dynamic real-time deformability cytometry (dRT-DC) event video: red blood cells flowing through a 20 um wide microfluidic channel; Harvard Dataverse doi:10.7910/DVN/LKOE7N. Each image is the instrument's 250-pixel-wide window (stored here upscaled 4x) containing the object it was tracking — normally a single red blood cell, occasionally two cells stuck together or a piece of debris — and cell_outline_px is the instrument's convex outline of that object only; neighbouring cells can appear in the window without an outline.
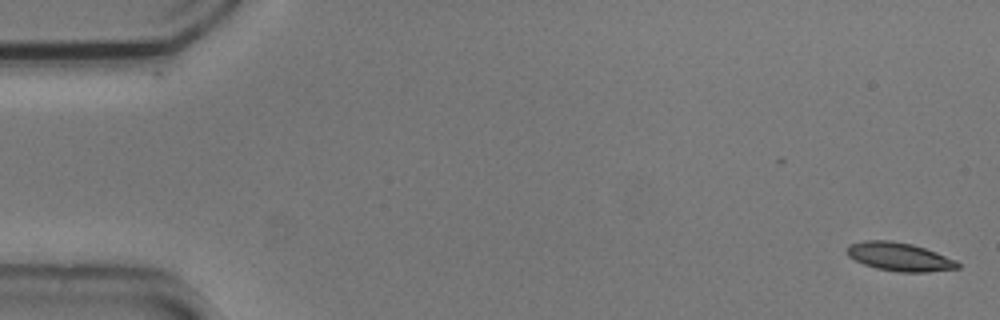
{"species": "common noctule bat (a hibernating species)", "species_latin": "Nyctalus noctula", "temperature_condition": "cold", "stored_images_in_passage": 2, "camera_frame_rate_fps": 3000, "um_per_image_px": 0.085, "animal": {"sex": "male", "body_mass_g": 20.5, "forearm_length_mm": 52.5}, "frame": {"image": 1, "passage_image": 2, "time_ms": 0.333, "image_size_px": [1000, 320], "cell_outline_px": [[960, 268], [928, 272], [900, 272], [876, 268], [864, 264], [848, 256], [848, 244], [864, 240], [892, 240], [912, 244], [936, 252], [956, 260], [960, 264]], "centroid_in_image_um": [76.47, 21.82], "position_along_channel_um": 8.5, "area_um2": 18.32}}